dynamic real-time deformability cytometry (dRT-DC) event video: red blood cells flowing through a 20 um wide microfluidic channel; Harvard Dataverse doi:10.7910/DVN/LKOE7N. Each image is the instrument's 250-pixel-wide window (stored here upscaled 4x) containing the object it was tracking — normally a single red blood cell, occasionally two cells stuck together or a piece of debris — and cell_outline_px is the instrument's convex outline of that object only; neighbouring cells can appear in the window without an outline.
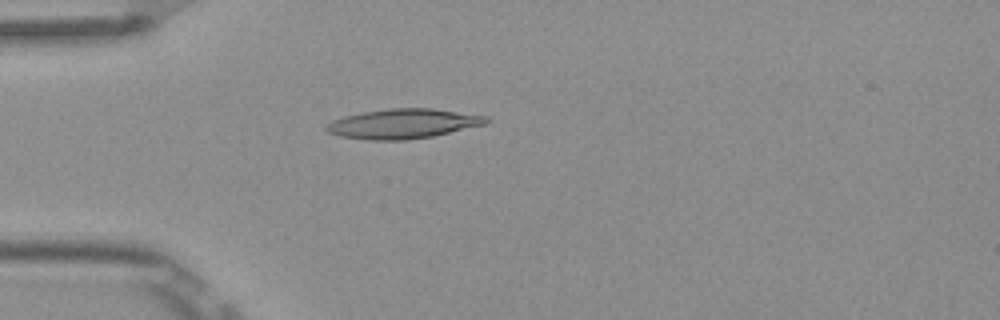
{"species": "Egyptian fruit bat (a non-hibernating species)", "species_latin": "Rousettus aegyptiacus", "temperature_condition": "room temperature", "stored_images_in_passage": 4, "camera_frame_rate_fps": 3000, "um_per_image_px": 0.085, "frame": {"image": 1, "passage_image": 4, "time_ms": 1.0, "image_size_px": [1000, 320], "cell_outline_px": [[492, 120], [488, 124], [432, 136], [404, 140], [368, 140], [340, 136], [328, 132], [324, 128], [332, 120], [344, 116], [364, 112], [388, 108], [432, 108], [488, 116]], "centroid_in_image_um": [34.3, 10.51], "position_along_channel_um": 50.7, "area_um2": 27.74}}